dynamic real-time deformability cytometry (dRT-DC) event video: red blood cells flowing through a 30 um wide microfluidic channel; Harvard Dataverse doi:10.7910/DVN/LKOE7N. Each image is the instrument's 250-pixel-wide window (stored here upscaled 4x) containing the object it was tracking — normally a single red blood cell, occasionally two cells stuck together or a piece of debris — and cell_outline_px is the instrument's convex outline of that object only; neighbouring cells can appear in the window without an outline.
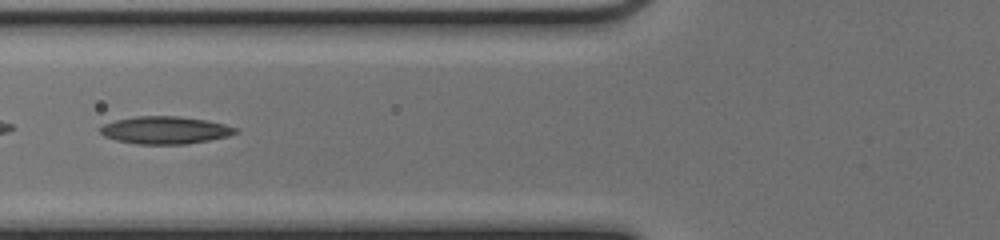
{"species": "common noctule bat (a hibernating species)", "species_latin": "Nyctalus noctula", "temperature_condition": "cold", "stored_images_in_passage": 42, "camera_frame_rate_fps": 3000, "um_per_image_px": 0.085, "animal": {"sex": "female", "body_mass_g": 17.0, "forearm_length_mm": 48.0}, "frame": {"image": 1, "passage_image": 15, "time_ms": 4.667, "image_size_px": [1000, 240], "cell_outline_px": [[240, 132], [228, 136], [188, 144], [136, 144], [116, 140], [104, 136], [100, 132], [100, 128], [104, 124], [116, 120], [136, 116], [180, 116], [204, 120], [224, 124], [240, 128]], "centroid_in_image_um": [14.07, 11.06], "position_along_channel_um": 111.7, "area_um2": 21.73}}
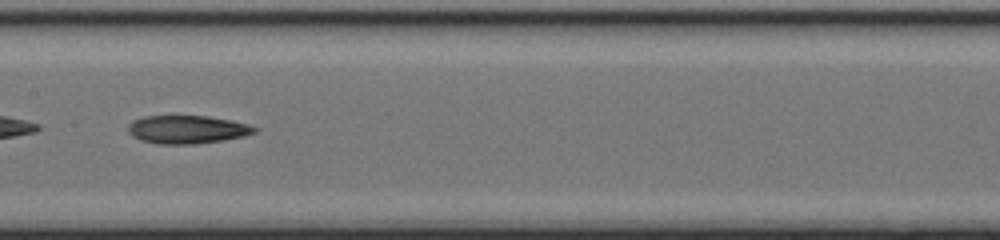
{"frame": {"image": 2, "passage_image": 21, "time_ms": 6.667, "image_size_px": [1000, 240], "cell_outline_px": [[256, 132], [244, 136], [224, 140], [196, 144], [156, 144], [140, 140], [132, 136], [128, 132], [128, 124], [132, 120], [144, 116], [208, 116], [232, 120], [248, 124], [256, 128]], "centroid_in_image_um": [15.88, 11.01], "position_along_channel_um": 191.5, "area_um2": 20.92}}
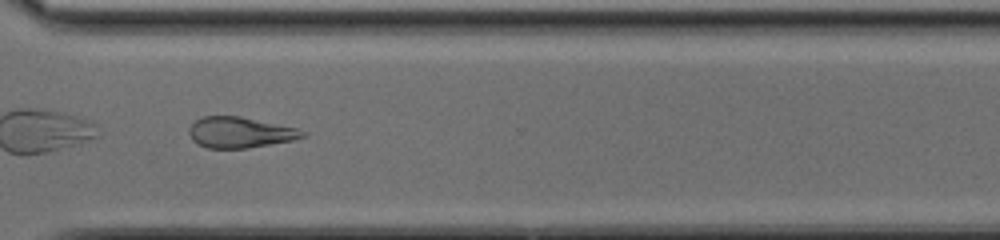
{"frame": {"image": 3, "passage_image": 33, "time_ms": 10.667, "image_size_px": [1000, 240], "cell_outline_px": [[308, 136], [292, 140], [248, 148], [208, 148], [192, 140], [188, 132], [188, 128], [196, 120], [204, 116], [240, 116], [296, 128], [304, 132]], "centroid_in_image_um": [20.38, 11.25], "position_along_channel_um": 350.2, "area_um2": 20.17}}